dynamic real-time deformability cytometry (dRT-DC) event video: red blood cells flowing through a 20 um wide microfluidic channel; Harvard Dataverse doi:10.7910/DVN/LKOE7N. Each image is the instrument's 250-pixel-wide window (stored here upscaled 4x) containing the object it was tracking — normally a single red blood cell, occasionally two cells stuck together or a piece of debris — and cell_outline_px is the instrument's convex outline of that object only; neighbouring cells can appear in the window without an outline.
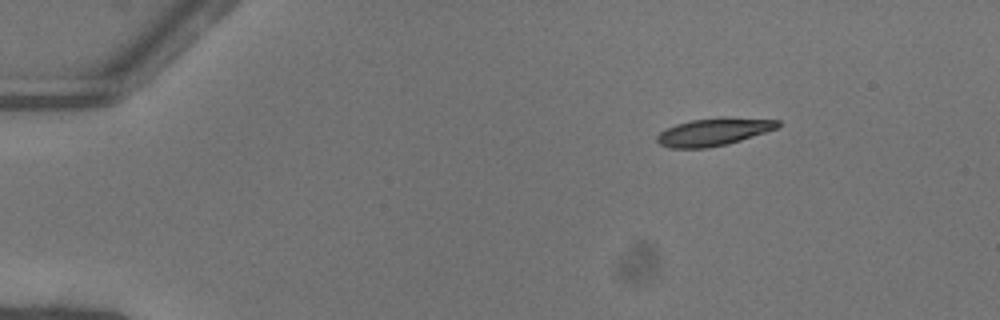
{"species": "common noctule bat (a hibernating species)", "species_latin": "Nyctalus noctula", "temperature_condition": "warm", "stored_images_in_passage": 45, "camera_frame_rate_fps": 3000, "um_per_image_px": 0.085, "animal": {"sex": "female"}, "frame": {"image": 1, "passage_image": 1, "time_ms": 0.0, "image_size_px": [1000, 320], "cell_outline_px": [[780, 128], [728, 144], [704, 148], [672, 148], [660, 144], [656, 140], [656, 136], [660, 132], [676, 124], [692, 120], [720, 116], [724, 116], [780, 120]], "centroid_in_image_um": [60.72, 11.19], "position_along_channel_um": 24.3, "area_um2": 19.65}}
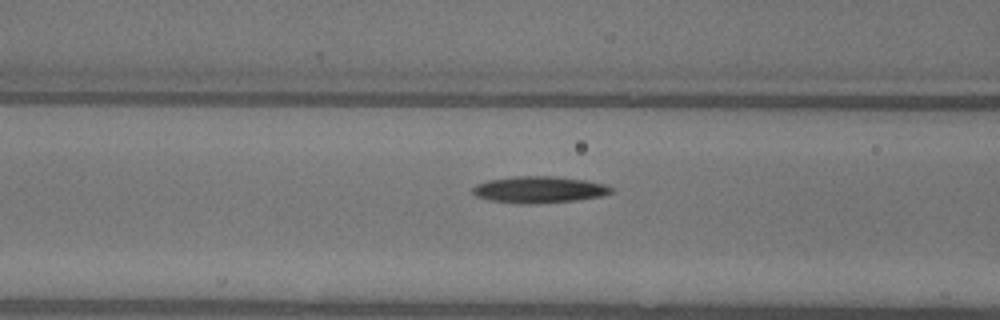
{"frame": {"image": 2, "passage_image": 15, "time_ms": 4.667, "image_size_px": [1000, 320], "cell_outline_px": [[612, 192], [604, 196], [576, 200], [532, 204], [516, 204], [488, 200], [476, 196], [472, 192], [472, 188], [476, 184], [488, 180], [512, 176], [556, 176], [584, 180], [608, 184], [612, 188]], "centroid_in_image_um": [45.82, 16.12], "position_along_channel_um": 120.8, "area_um2": 21.79}}
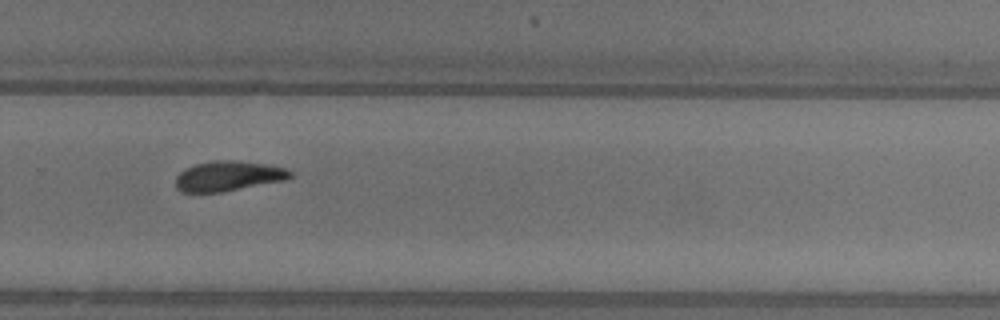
{"frame": {"image": 3, "passage_image": 29, "time_ms": 9.333, "image_size_px": [1000, 320], "cell_outline_px": [[292, 176], [288, 180], [220, 192], [180, 192], [176, 188], [176, 176], [184, 168], [196, 164], [216, 160], [232, 160], [264, 164], [288, 168], [292, 172]], "centroid_in_image_um": [19.42, 14.97], "position_along_channel_um": 310.4, "area_um2": 20.11}, "authors_computed_cell_mechanics": {"area_um2": 20.1144, "velocity_mm_per_s": 4.0752, "shape_relaxation_time_tau1_ms": 8.4793, "shape_relaxation_time_tau2_ms": 9.8676, "deformation_change_tau1": 0.2235, "deformation_change_tau2": 0.196}}